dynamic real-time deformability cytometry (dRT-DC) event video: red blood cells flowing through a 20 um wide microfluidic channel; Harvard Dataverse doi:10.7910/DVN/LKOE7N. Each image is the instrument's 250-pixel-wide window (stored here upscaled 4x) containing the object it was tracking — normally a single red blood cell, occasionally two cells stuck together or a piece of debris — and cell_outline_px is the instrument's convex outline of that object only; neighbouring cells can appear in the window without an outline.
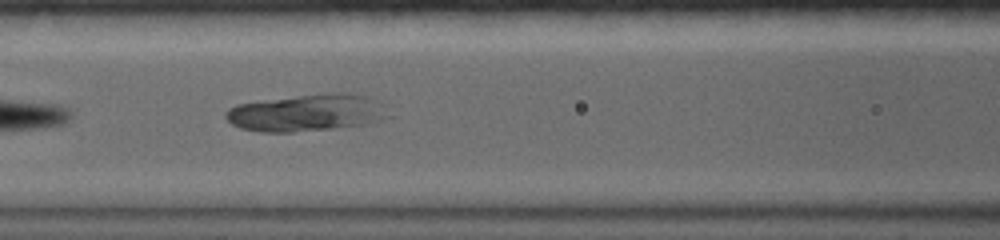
{"species": "common noctule bat (a hibernating species)", "species_latin": "Nyctalus noctula", "temperature_condition": "warm", "stored_images_in_passage": 14, "camera_frame_rate_fps": 5000, "um_per_image_px": 0.085, "animal": {"sex": "female", "body_mass_g": 19.0, "forearm_length_mm": 56.7}, "frame": {"image": 1, "passage_image": 3, "time_ms": 2.0, "image_size_px": [1000, 240], "cell_outline_px": [[356, 124], [328, 128], [292, 132], [260, 132], [240, 128], [232, 124], [228, 120], [228, 112], [232, 108], [240, 104], [304, 96], [348, 96]], "centroid_in_image_um": [24.95, 9.71], "position_along_channel_um": 141.7, "area_um2": 26.99}}